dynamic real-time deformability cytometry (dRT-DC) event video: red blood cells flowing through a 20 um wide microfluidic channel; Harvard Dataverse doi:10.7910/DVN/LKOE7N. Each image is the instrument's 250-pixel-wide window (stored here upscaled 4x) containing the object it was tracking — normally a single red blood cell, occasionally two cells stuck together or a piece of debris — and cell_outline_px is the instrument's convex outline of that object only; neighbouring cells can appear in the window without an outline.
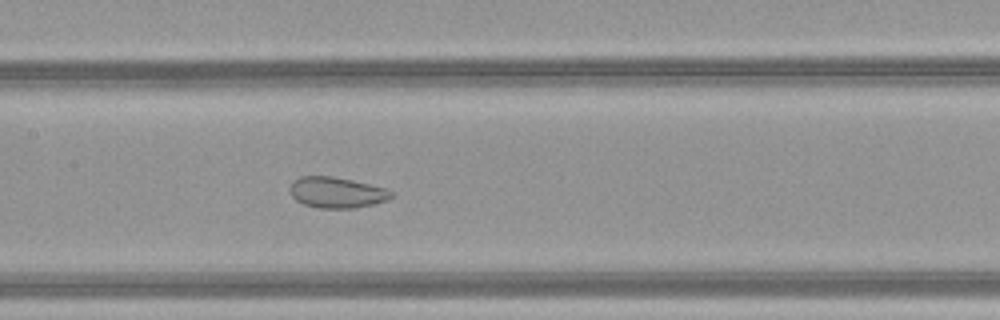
{"species": "common noctule bat (a hibernating species)", "species_latin": "Nyctalus noctula", "temperature_condition": "warm", "stored_images_in_passage": 52, "camera_frame_rate_fps": 3000, "um_per_image_px": 0.085, "animal": {"sex": "female", "body_mass_g": 21.9}, "frame": {"image": 1, "passage_image": 27, "time_ms": 8.667, "image_size_px": [1000, 320], "cell_outline_px": [[392, 196], [388, 200], [372, 204], [352, 208], [320, 208], [304, 204], [296, 200], [292, 196], [288, 188], [292, 180], [300, 176], [332, 176], [352, 180], [388, 188], [392, 192]], "centroid_in_image_um": [28.59, 16.35], "position_along_channel_um": 178.8, "area_um2": 18.32}}
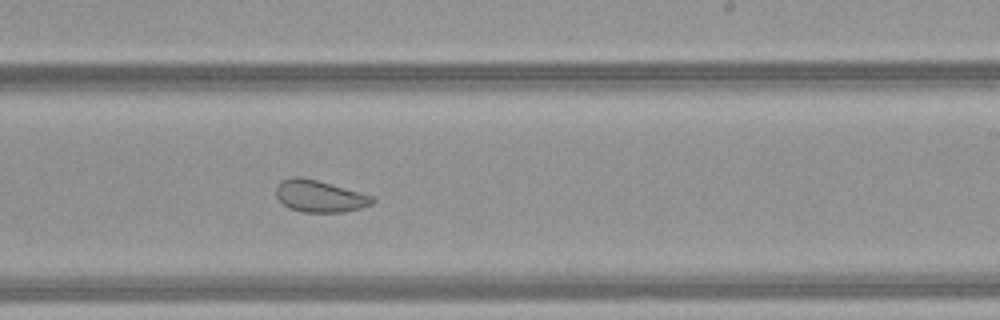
{"frame": {"image": 2, "passage_image": 33, "time_ms": 10.667, "image_size_px": [1000, 320], "cell_outline_px": [[376, 200], [372, 204], [360, 208], [340, 212], [304, 212], [288, 208], [276, 196], [276, 188], [280, 180], [292, 176], [300, 176], [316, 180], [376, 196]], "centroid_in_image_um": [27.18, 16.66], "position_along_channel_um": 261.8, "area_um2": 17.98}}
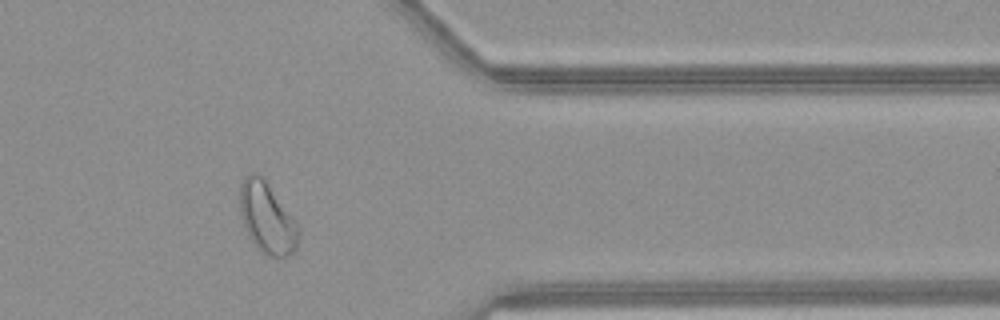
{"frame": {"image": 3, "passage_image": 43, "time_ms": 14.0, "image_size_px": [1000, 320], "cell_outline_px": [[300, 236], [296, 248], [288, 256], [268, 256], [260, 252], [256, 248], [248, 236], [240, 212], [240, 184], [252, 172], [256, 172], [268, 184], [296, 224], [300, 232]], "centroid_in_image_um": [22.68, 18.58], "position_along_channel_um": 388.7, "area_um2": 23.7}, "authors_computed_cell_mechanics": {"area_um2": 26.4724, "velocity_mm_per_s": 4.1712, "shape_relaxation_time_tau1_ms": null, "shape_relaxation_time_tau2_ms": 1.5881, "deformation_change_tau1": null, "deformation_change_tau2": 0.0799}}